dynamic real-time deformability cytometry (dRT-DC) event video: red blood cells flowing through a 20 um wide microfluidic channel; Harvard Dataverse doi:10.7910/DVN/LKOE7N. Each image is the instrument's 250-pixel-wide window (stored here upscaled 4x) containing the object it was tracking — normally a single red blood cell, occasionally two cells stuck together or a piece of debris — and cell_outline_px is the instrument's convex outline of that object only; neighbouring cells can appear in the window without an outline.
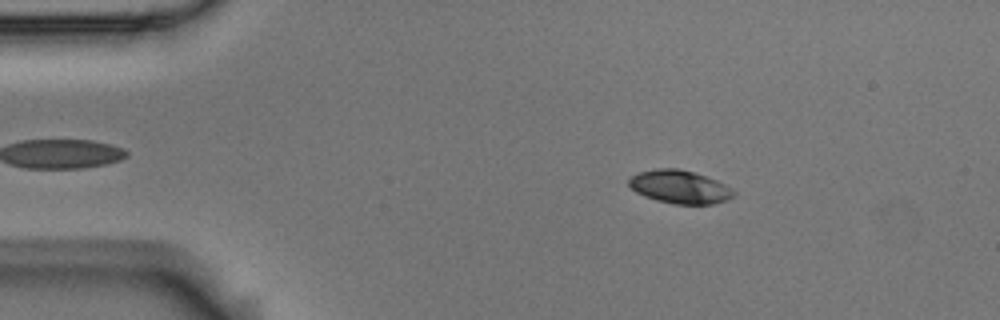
{"species": "Egyptian fruit bat (a non-hibernating species)", "species_latin": "Rousettus aegyptiacus", "temperature_condition": "room temperature", "stored_images_in_passage": 5, "segment_of_instrument_passage": [1, 2], "camera_frame_rate_fps": 3000, "um_per_image_px": 0.085, "animal": {"sex": "male"}, "frame": {"image": 1, "passage_image": 2, "time_ms": 0.333, "image_size_px": [1000, 320], "cell_outline_px": [[736, 196], [728, 200], [712, 204], [676, 204], [656, 200], [644, 196], [636, 192], [628, 184], [628, 180], [632, 176], [640, 172], [656, 168], [676, 168], [692, 172], [716, 180], [732, 188], [736, 192]], "centroid_in_image_um": [57.8, 15.89], "position_along_channel_um": 27.2, "area_um2": 20.23}}